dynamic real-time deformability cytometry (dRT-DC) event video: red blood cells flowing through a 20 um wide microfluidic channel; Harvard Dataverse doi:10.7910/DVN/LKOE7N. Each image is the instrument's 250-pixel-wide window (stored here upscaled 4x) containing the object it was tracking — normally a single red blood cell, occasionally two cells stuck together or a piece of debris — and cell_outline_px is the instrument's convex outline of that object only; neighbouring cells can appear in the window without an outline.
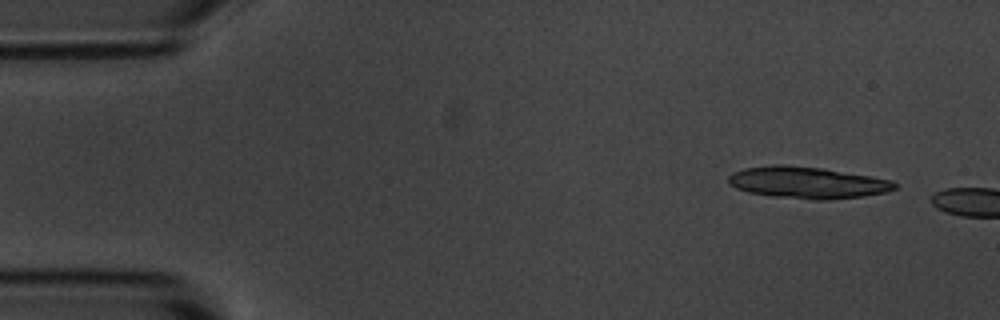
{"species": "common noctule bat (a hibernating species)", "species_latin": "Nyctalus noctula", "temperature_condition": "room temperature", "stored_images_in_passage": 4, "camera_frame_rate_fps": 3000, "um_per_image_px": 0.085, "animal": {"sex": "male", "body_mass_g": 20.1, "forearm_length_mm": 53.5}, "frame": {"image": 1, "passage_image": 1, "time_ms": 0.0, "image_size_px": [1000, 320], "cell_outline_px": [[896, 188], [888, 192], [860, 196], [828, 200], [812, 200], [772, 196], [748, 192], [736, 188], [728, 184], [728, 176], [732, 172], [744, 168], [772, 164], [784, 164], [824, 168], [872, 176], [892, 180], [896, 184]], "centroid_in_image_um": [68.6, 15.51], "position_along_channel_um": 16.4, "area_um2": 31.04}}